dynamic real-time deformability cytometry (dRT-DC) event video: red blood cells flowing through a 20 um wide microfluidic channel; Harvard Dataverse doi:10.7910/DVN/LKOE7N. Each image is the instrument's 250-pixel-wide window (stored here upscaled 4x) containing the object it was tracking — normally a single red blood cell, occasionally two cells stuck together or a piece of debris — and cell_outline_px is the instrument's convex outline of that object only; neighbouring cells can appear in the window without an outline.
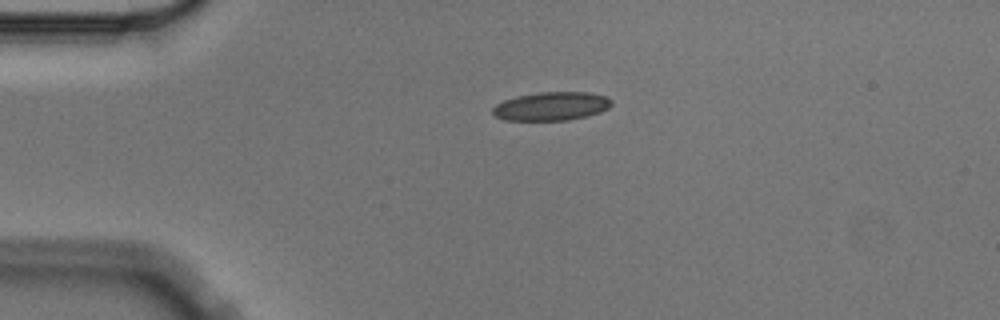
{"species": "Egyptian fruit bat (a non-hibernating species)", "species_latin": "Rousettus aegyptiacus", "temperature_condition": "cold", "stored_images_in_passage": 3, "camera_frame_rate_fps": 3000, "um_per_image_px": 0.085, "animal": {"sex": "male"}, "frame": {"image": 1, "passage_image": 3, "time_ms": 0.667, "image_size_px": [1000, 320], "cell_outline_px": [[612, 104], [608, 108], [600, 112], [588, 116], [568, 120], [504, 120], [496, 116], [492, 112], [492, 108], [496, 104], [504, 100], [516, 96], [540, 92], [588, 92], [608, 96], [612, 100]], "centroid_in_image_um": [46.89, 9.02], "position_along_channel_um": 38.1, "area_um2": 19.88}}